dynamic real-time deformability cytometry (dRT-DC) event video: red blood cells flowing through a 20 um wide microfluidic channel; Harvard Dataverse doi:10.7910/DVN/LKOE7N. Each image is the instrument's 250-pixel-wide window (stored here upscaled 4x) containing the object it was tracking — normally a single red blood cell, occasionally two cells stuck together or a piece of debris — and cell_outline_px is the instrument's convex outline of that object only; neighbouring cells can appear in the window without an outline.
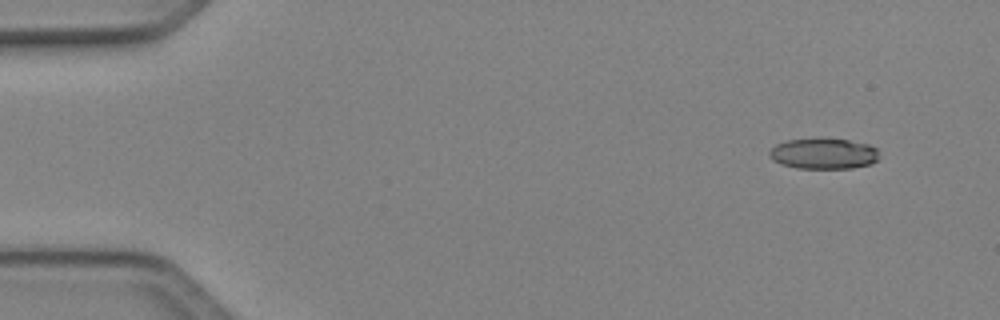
{"species": "Egyptian fruit bat (a non-hibernating species)", "species_latin": "Rousettus aegyptiacus", "temperature_condition": "cold", "stored_images_in_passage": 46, "camera_frame_rate_fps": 3000, "um_per_image_px": 0.085, "animal": {"sex": "female"}, "frame": {"image": 1, "passage_image": 1, "time_ms": 0.0, "image_size_px": [1000, 320], "cell_outline_px": [[876, 160], [872, 164], [852, 168], [796, 168], [780, 164], [772, 160], [768, 156], [768, 152], [776, 144], [788, 140], [820, 136], [848, 140], [868, 144], [876, 148]], "centroid_in_image_um": [69.94, 13.03], "position_along_channel_um": 15.1, "area_um2": 20.11}}
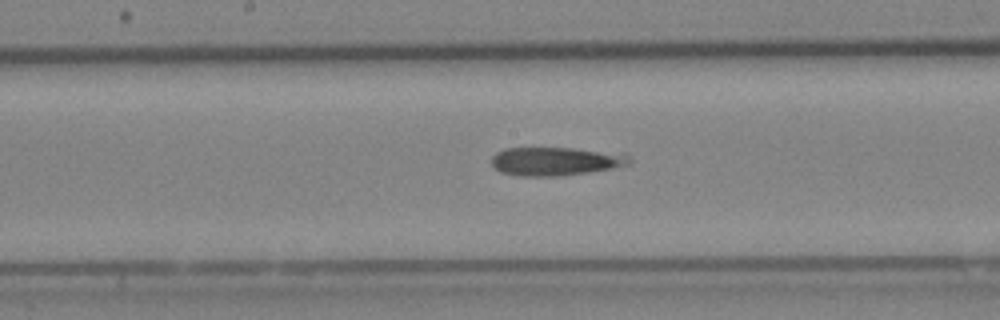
{"frame": {"image": 2, "passage_image": 23, "time_ms": 7.333, "image_size_px": [1000, 320], "cell_outline_px": [[632, 164], [612, 168], [564, 176], [516, 176], [500, 172], [492, 164], [492, 156], [496, 152], [504, 148], [572, 148], [632, 156]], "centroid_in_image_um": [47.18, 13.72], "position_along_channel_um": 201.0, "area_um2": 22.77}}
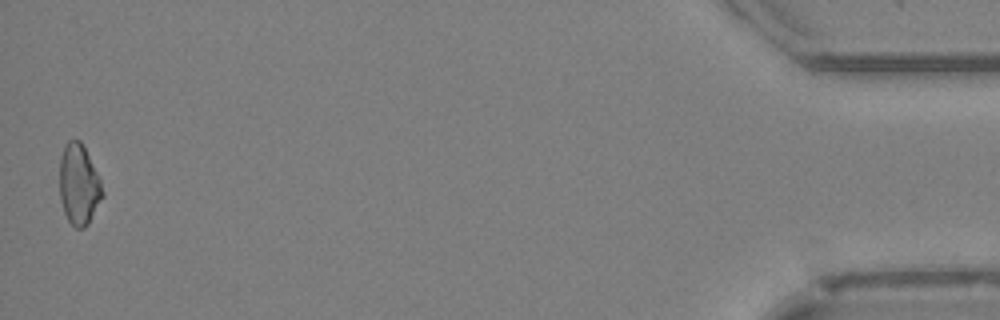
{"frame": {"image": 3, "passage_image": 46, "time_ms": 15.0, "image_size_px": [1000, 320], "cell_outline_px": [[104, 196], [88, 224], [84, 228], [76, 228], [68, 220], [64, 212], [60, 200], [60, 156], [64, 144], [68, 140], [80, 140], [100, 180], [104, 192]], "centroid_in_image_um": [6.69, 15.7], "position_along_channel_um": 428.5, "area_um2": 20.06}}